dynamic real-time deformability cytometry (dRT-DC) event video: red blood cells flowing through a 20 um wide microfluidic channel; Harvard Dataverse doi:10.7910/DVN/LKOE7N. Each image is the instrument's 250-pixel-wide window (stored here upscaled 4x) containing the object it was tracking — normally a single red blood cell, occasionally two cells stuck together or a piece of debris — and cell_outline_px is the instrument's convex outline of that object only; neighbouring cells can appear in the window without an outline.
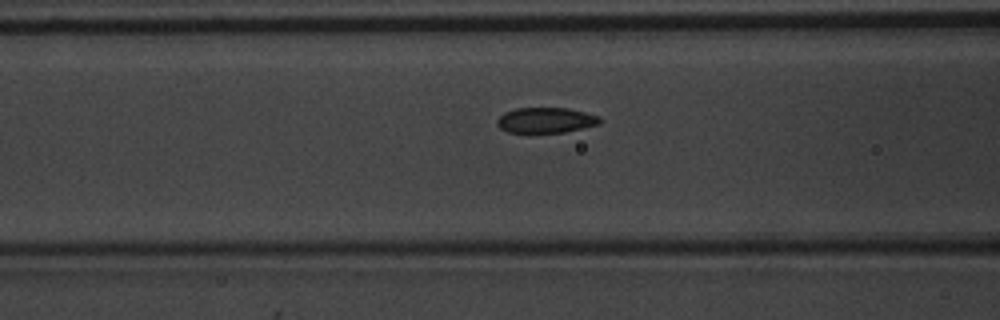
{"species": "common noctule bat (a hibernating species)", "species_latin": "Nyctalus noctula", "temperature_condition": "warm", "stored_images_in_passage": 35, "camera_frame_rate_fps": 3000, "um_per_image_px": 0.085, "animal": {"sex": "male", "body_mass_g": 20.1, "forearm_length_mm": 53.5}, "frame": {"image": 1, "passage_image": 5, "time_ms": 1.333, "image_size_px": [1000, 320], "cell_outline_px": [[604, 120], [600, 124], [584, 128], [564, 132], [508, 132], [500, 128], [496, 124], [496, 120], [504, 112], [516, 108], [568, 108], [600, 116]], "centroid_in_image_um": [46.42, 10.21], "position_along_channel_um": 120.2, "area_um2": 15.32}}
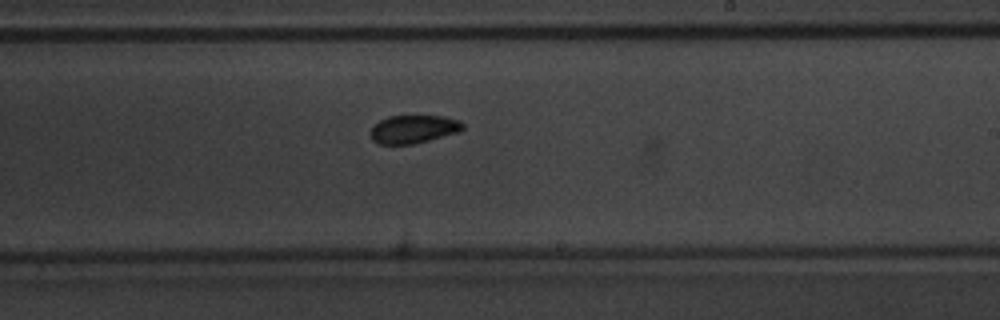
{"frame": {"image": 2, "passage_image": 15, "time_ms": 4.667, "image_size_px": [1000, 320], "cell_outline_px": [[464, 128], [460, 132], [416, 144], [380, 144], [372, 140], [368, 132], [372, 124], [388, 116], [444, 116], [460, 120], [464, 124]], "centroid_in_image_um": [35.13, 10.98], "position_along_channel_um": 253.9, "area_um2": 15.55}}
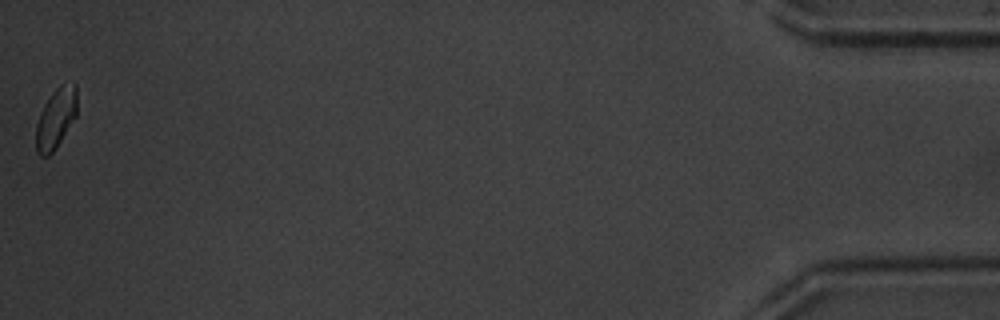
{"frame": {"image": 3, "passage_image": 35, "time_ms": 11.333, "image_size_px": [1000, 320], "cell_outline_px": [[76, 116], [56, 148], [48, 156], [40, 156], [36, 152], [36, 124], [40, 112], [44, 104], [52, 92], [60, 84], [72, 80], [76, 84]], "centroid_in_image_um": [4.74, 10.03], "position_along_channel_um": 430.5, "area_um2": 14.57}, "authors_computed_cell_mechanics": {"area_um2": 15.6638, "velocity_mm_per_s": 4.0096, "shape_relaxation_time_tau1_ms": 7.1299, "shape_relaxation_time_tau2_ms": null, "deformation_change_tau1": 0.1734, "deformation_change_tau2": null}}